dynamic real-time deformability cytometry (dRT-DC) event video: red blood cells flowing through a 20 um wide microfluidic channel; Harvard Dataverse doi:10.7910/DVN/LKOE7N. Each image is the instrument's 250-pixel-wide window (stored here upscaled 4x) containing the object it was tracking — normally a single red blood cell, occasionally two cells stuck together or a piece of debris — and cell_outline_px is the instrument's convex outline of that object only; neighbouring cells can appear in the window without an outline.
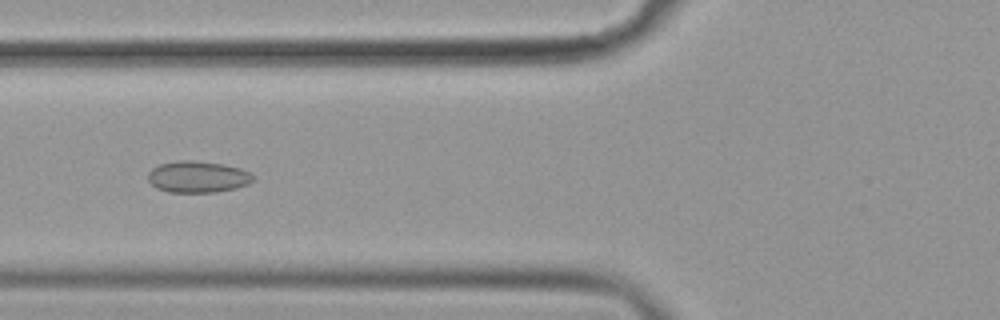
{"species": "common noctule bat (a hibernating species)", "species_latin": "Nyctalus noctula", "temperature_condition": "cold", "stored_images_in_passage": 56, "camera_frame_rate_fps": 3000, "um_per_image_px": 0.085, "animal": {"sex": "female", "body_mass_g": 19.9}, "frame": {"image": 1, "passage_image": 21, "time_ms": 6.667, "image_size_px": [1000, 320], "cell_outline_px": [[252, 180], [248, 184], [236, 188], [216, 192], [168, 192], [156, 188], [148, 180], [148, 172], [152, 168], [160, 164], [180, 160], [192, 160], [224, 164], [240, 168], [248, 172], [252, 176]], "centroid_in_image_um": [16.77, 15.03], "position_along_channel_um": 109.0, "area_um2": 19.25}}
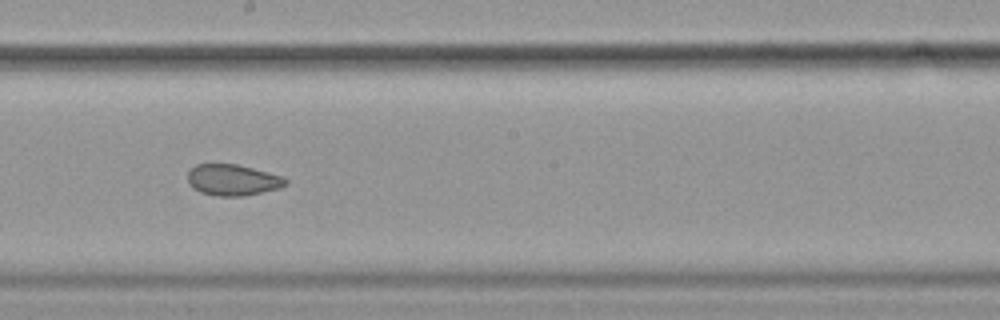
{"frame": {"image": 2, "passage_image": 31, "time_ms": 10.0, "image_size_px": [1000, 320], "cell_outline_px": [[288, 184], [280, 188], [240, 196], [216, 196], [200, 192], [192, 188], [188, 180], [188, 172], [196, 164], [236, 164], [284, 176], [288, 180]], "centroid_in_image_um": [19.79, 15.29], "position_along_channel_um": 228.4, "area_um2": 17.74}}
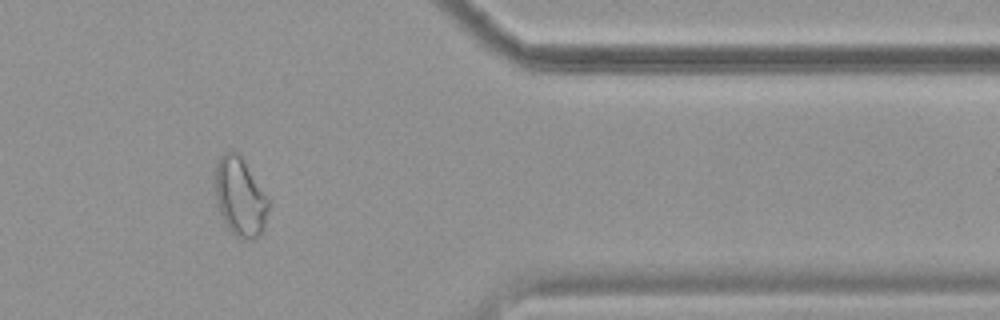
{"frame": {"image": 3, "passage_image": 46, "time_ms": 15.0, "image_size_px": [1000, 320], "cell_outline_px": [[268, 208], [264, 228], [260, 236], [252, 240], [240, 240], [228, 228], [220, 212], [216, 200], [212, 184], [212, 176], [216, 164], [220, 156], [224, 152], [236, 152], [240, 156], [268, 196]], "centroid_in_image_um": [20.37, 16.75], "position_along_channel_um": 391.0, "area_um2": 24.85}, "authors_computed_cell_mechanics": {"area_um2": 21.4438, "velocity_mm_per_s": 3.5893, "shape_relaxation_time_tau1_ms": null, "shape_relaxation_time_tau2_ms": 1.888, "deformation_change_tau1": null, "deformation_change_tau2": 0.0593}}